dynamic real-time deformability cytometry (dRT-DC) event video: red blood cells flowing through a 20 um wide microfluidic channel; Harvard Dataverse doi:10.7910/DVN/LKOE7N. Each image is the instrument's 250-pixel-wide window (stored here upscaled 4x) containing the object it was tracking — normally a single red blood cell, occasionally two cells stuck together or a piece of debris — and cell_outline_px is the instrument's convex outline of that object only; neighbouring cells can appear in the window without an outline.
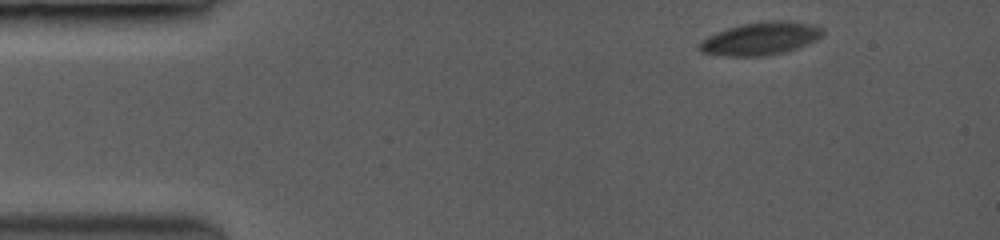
{"species": "common noctule bat (a hibernating species)", "species_latin": "Nyctalus noctula", "temperature_condition": "room temperature", "stored_images_in_passage": 24, "camera_frame_rate_fps": 3500, "um_per_image_px": 0.085, "animal": {"sex": "female", "body_mass_g": 19.0, "forearm_length_mm": 53.3}, "frame": {"image": 1, "passage_image": 1, "time_ms": 0.0, "image_size_px": [1000, 240], "cell_outline_px": [[824, 32], [820, 36], [796, 48], [780, 52], [756, 56], [728, 56], [704, 52], [700, 48], [700, 44], [704, 40], [720, 32], [744, 24], [800, 24], [820, 28]], "centroid_in_image_um": [64.57, 3.35], "position_along_channel_um": 20.4, "area_um2": 20.98}}
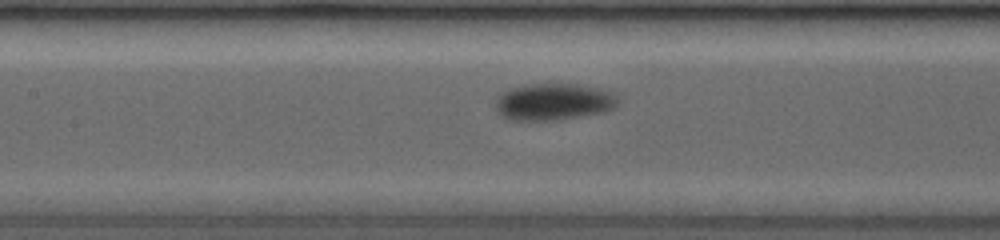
{"frame": {"image": 2, "passage_image": 13, "time_ms": 6.0, "image_size_px": [1000, 240], "cell_outline_px": [[616, 100], [608, 108], [600, 112], [552, 120], [512, 120], [504, 116], [500, 112], [496, 104], [500, 96], [504, 92], [528, 84], [572, 84], [604, 92]], "centroid_in_image_um": [46.9, 8.67], "position_along_channel_um": 160.5, "area_um2": 24.28}}
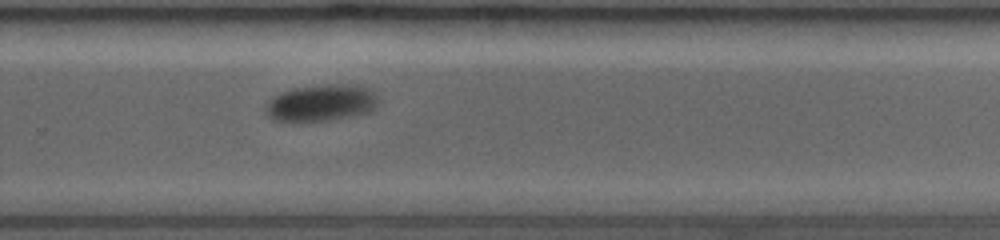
{"frame": {"image": 3, "passage_image": 24, "time_ms": 9.714, "image_size_px": [1000, 240], "cell_outline_px": [[376, 104], [368, 112], [352, 116], [328, 120], [272, 120], [268, 116], [268, 104], [276, 96], [284, 92], [296, 88], [368, 88], [376, 92]], "centroid_in_image_um": [27.3, 8.82], "position_along_channel_um": 302.5, "area_um2": 21.85}}